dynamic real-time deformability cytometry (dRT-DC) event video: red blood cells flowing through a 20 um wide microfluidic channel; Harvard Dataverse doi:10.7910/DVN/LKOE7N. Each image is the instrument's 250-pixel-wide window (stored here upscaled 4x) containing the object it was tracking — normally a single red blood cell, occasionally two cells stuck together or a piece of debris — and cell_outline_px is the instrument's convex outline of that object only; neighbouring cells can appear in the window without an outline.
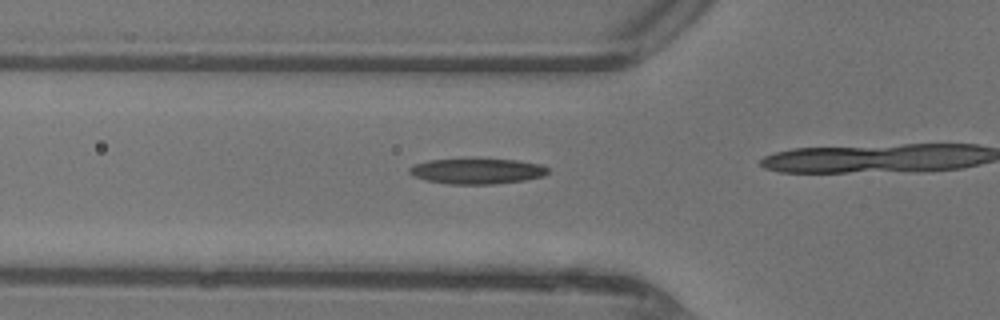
{"species": "common noctule bat (a hibernating species)", "species_latin": "Nyctalus noctula", "temperature_condition": "warm", "stored_images_in_passage": 13, "camera_frame_rate_fps": 3000, "um_per_image_px": 0.085, "animal": {"sex": "female"}, "frame": {"image": 1, "passage_image": 10, "time_ms": 3.0, "image_size_px": [1000, 320], "cell_outline_px": [[548, 172], [544, 176], [524, 180], [492, 184], [448, 184], [428, 180], [416, 176], [408, 172], [408, 168], [416, 164], [428, 160], [516, 160], [540, 164], [548, 168]], "centroid_in_image_um": [40.57, 14.56], "position_along_channel_um": 85.2, "area_um2": 20.06}}